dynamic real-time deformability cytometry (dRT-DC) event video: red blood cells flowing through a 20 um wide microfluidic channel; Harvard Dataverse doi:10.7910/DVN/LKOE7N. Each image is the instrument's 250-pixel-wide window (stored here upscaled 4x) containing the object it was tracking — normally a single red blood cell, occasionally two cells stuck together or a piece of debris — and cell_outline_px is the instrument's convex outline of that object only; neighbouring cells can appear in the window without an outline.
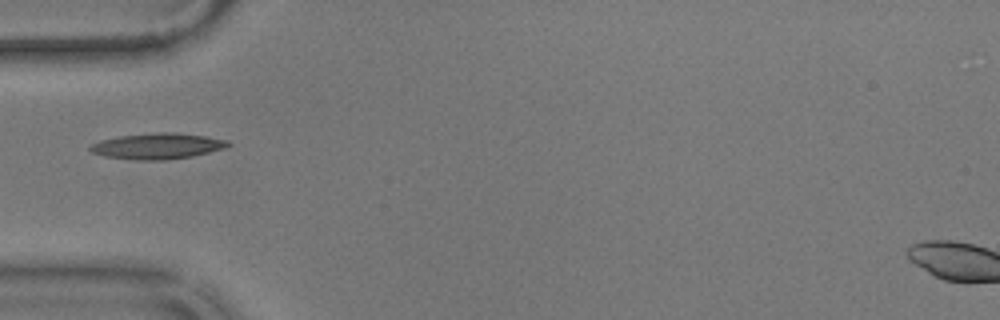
{"species": "common noctule bat (a hibernating species)", "species_latin": "Nyctalus noctula", "temperature_condition": "warm", "stored_images_in_passage": 25, "camera_frame_rate_fps": 3000, "um_per_image_px": 0.085, "animal": {"sex": "male", "body_mass_g": 17.9}, "frame": {"image": 1, "passage_image": 1, "time_ms": 0.0, "image_size_px": [1000, 320], "cell_outline_px": [[232, 144], [224, 148], [192, 156], [164, 160], [136, 160], [104, 156], [92, 152], [88, 148], [92, 144], [100, 140], [120, 136], [156, 132], [176, 132], [204, 136], [228, 140]], "centroid_in_image_um": [13.38, 12.41], "position_along_channel_um": 71.6, "area_um2": 20.69}}